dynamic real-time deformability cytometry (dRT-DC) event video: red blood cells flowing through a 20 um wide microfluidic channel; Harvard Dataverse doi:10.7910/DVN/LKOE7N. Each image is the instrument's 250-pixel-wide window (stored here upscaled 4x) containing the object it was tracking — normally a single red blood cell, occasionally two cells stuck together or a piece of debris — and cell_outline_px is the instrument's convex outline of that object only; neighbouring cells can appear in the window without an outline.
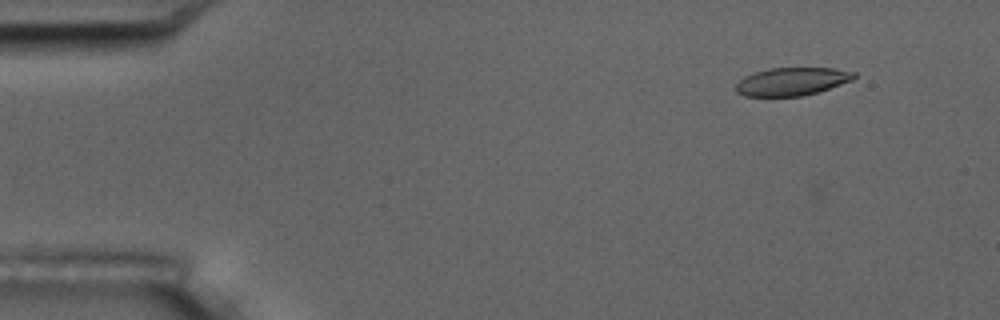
{"species": "common noctule bat (a hibernating species)", "species_latin": "Nyctalus noctula", "temperature_condition": "room temperature", "stored_images_in_passage": 6, "camera_frame_rate_fps": 3000, "um_per_image_px": 0.085, "animal": {"sex": "male", "body_mass_g": 17.5, "forearm_length_mm": 52.3}, "frame": {"image": 1, "passage_image": 2, "time_ms": 1.333, "image_size_px": [1000, 320], "cell_outline_px": [[856, 76], [852, 80], [816, 92], [800, 96], [744, 96], [736, 92], [736, 84], [744, 76], [768, 68], [832, 68], [856, 72]], "centroid_in_image_um": [67.29, 6.92], "position_along_channel_um": 17.7, "area_um2": 19.07}}
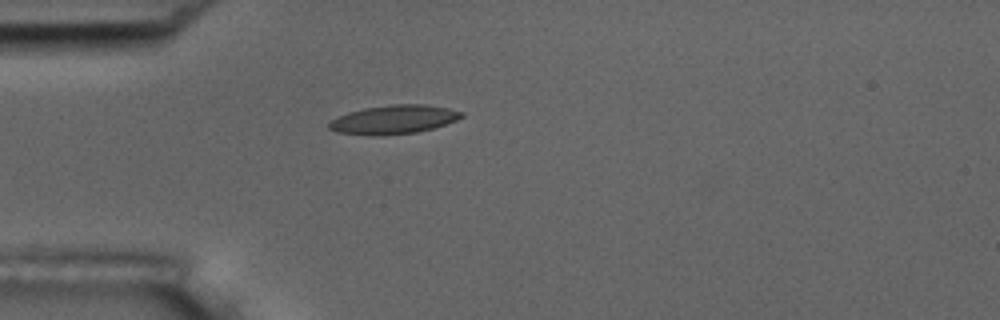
{"frame": {"image": 2, "passage_image": 5, "time_ms": 4.667, "image_size_px": [1000, 320], "cell_outline_px": [[464, 116], [456, 120], [432, 128], [416, 132], [380, 136], [336, 132], [328, 128], [328, 124], [332, 120], [348, 112], [364, 108], [392, 104], [424, 104], [448, 108], [464, 112]], "centroid_in_image_um": [33.47, 10.15], "position_along_channel_um": 51.5, "area_um2": 22.08}}